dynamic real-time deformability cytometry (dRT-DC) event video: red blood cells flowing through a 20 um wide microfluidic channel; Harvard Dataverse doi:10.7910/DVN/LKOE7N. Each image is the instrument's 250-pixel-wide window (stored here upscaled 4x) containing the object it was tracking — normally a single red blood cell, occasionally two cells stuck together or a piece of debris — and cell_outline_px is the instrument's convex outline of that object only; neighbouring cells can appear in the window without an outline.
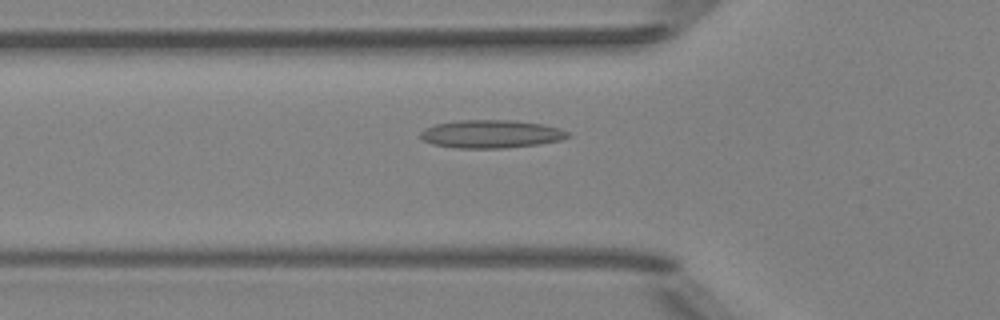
{"species": "Egyptian fruit bat (a non-hibernating species)", "species_latin": "Rousettus aegyptiacus", "temperature_condition": "room temperature", "stored_images_in_passage": 51, "camera_frame_rate_fps": 3000, "um_per_image_px": 0.085, "animal": {"sex": "female"}, "frame": {"image": 1, "passage_image": 18, "time_ms": 5.667, "image_size_px": [1000, 320], "cell_outline_px": [[572, 136], [560, 140], [540, 144], [504, 148], [456, 148], [432, 144], [424, 140], [420, 136], [420, 132], [424, 128], [436, 124], [456, 120], [516, 120], [544, 124], [560, 128], [568, 132]], "centroid_in_image_um": [41.76, 11.38], "position_along_channel_um": 84.0, "area_um2": 24.33}}
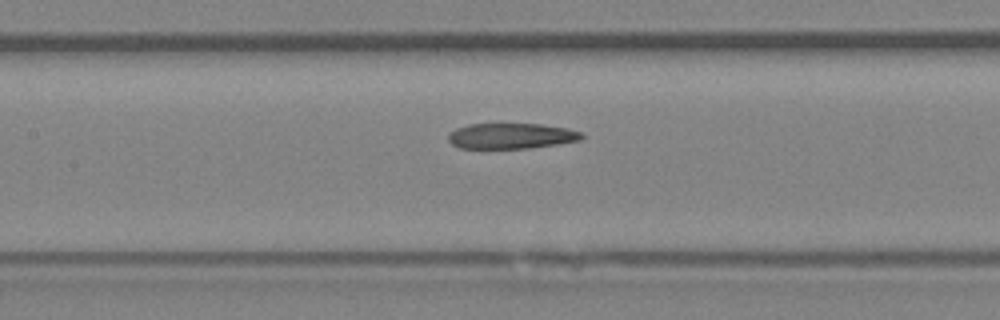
{"frame": {"image": 2, "passage_image": 24, "time_ms": 7.667, "image_size_px": [1000, 320], "cell_outline_px": [[584, 136], [580, 140], [556, 144], [528, 148], [460, 148], [452, 144], [448, 140], [448, 136], [456, 128], [468, 124], [540, 124], [568, 128], [584, 132]], "centroid_in_image_um": [43.48, 11.55], "position_along_channel_um": 163.9, "area_um2": 19.83}}
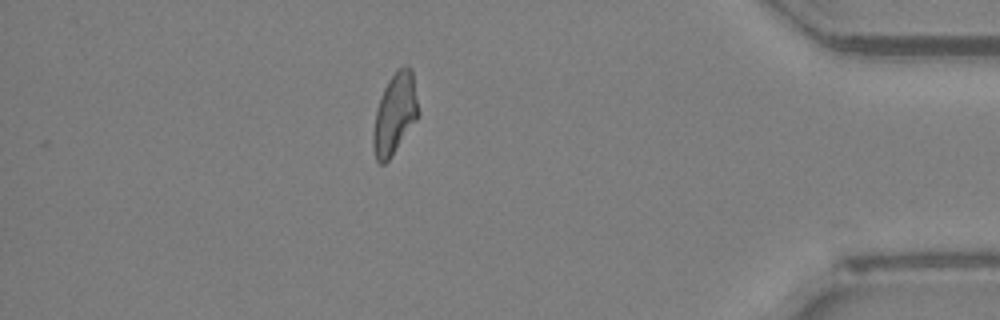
{"frame": {"image": 3, "passage_image": 45, "time_ms": 14.667, "image_size_px": [1000, 320], "cell_outline_px": [[420, 112], [416, 120], [392, 156], [384, 164], [380, 164], [376, 160], [372, 148], [372, 132], [376, 108], [380, 96], [388, 80], [396, 68], [404, 64], [408, 64], [412, 68]], "centroid_in_image_um": [33.55, 9.64], "position_along_channel_um": 401.6, "area_um2": 21.85}, "authors_computed_cell_mechanics": {"area_um2": 21.5594, "velocity_mm_per_s": 3.9843, "shape_relaxation_time_tau1_ms": null, "shape_relaxation_time_tau2_ms": 5.9906, "deformation_change_tau1": null, "deformation_change_tau2": 0.1505}}